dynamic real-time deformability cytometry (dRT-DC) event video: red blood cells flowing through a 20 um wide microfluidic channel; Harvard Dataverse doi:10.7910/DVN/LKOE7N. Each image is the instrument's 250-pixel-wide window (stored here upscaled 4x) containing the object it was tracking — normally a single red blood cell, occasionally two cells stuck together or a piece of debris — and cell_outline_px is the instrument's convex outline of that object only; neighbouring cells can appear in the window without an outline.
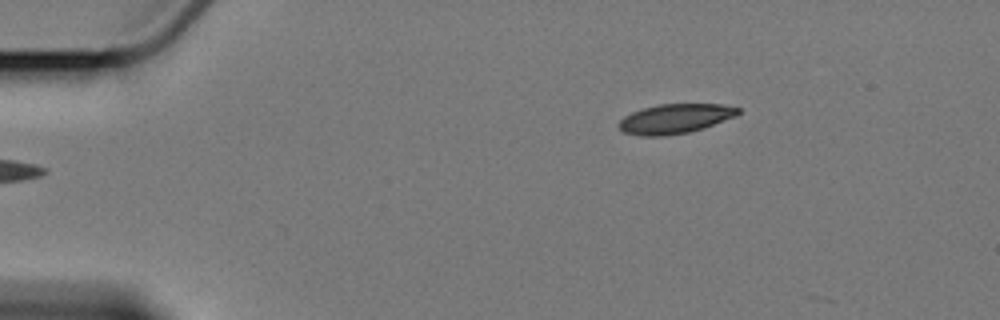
{"species": "Egyptian fruit bat (a non-hibernating species)", "species_latin": "Rousettus aegyptiacus", "temperature_condition": "cold", "stored_images_in_passage": 2, "camera_frame_rate_fps": 3000, "um_per_image_px": 0.085, "animal": {"sex": "female"}, "frame": {"image": 1, "passage_image": 1, "time_ms": 0.0, "image_size_px": [1000, 320], "cell_outline_px": [[740, 112], [736, 116], [704, 128], [688, 132], [664, 136], [640, 136], [624, 132], [616, 124], [624, 116], [640, 108], [660, 104], [720, 104], [740, 108]], "centroid_in_image_um": [57.36, 10.09], "position_along_channel_um": 27.6, "area_um2": 20.63}}